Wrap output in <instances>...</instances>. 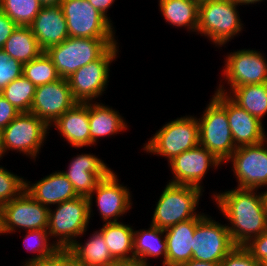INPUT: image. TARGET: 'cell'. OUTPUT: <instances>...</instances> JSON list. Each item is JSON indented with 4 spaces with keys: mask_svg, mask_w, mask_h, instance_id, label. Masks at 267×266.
Listing matches in <instances>:
<instances>
[{
    "mask_svg": "<svg viewBox=\"0 0 267 266\" xmlns=\"http://www.w3.org/2000/svg\"><path fill=\"white\" fill-rule=\"evenodd\" d=\"M236 188L216 193L218 208L230 222L227 225L236 246L246 245L267 230V199L265 191ZM257 193V194H256Z\"/></svg>",
    "mask_w": 267,
    "mask_h": 266,
    "instance_id": "1",
    "label": "cell"
},
{
    "mask_svg": "<svg viewBox=\"0 0 267 266\" xmlns=\"http://www.w3.org/2000/svg\"><path fill=\"white\" fill-rule=\"evenodd\" d=\"M115 44H118L115 39L68 37L45 52L52 59L60 78L67 79L79 68L99 59Z\"/></svg>",
    "mask_w": 267,
    "mask_h": 266,
    "instance_id": "2",
    "label": "cell"
},
{
    "mask_svg": "<svg viewBox=\"0 0 267 266\" xmlns=\"http://www.w3.org/2000/svg\"><path fill=\"white\" fill-rule=\"evenodd\" d=\"M238 5L233 0H207L199 3L197 32L209 37L215 46L222 47L242 31Z\"/></svg>",
    "mask_w": 267,
    "mask_h": 266,
    "instance_id": "3",
    "label": "cell"
},
{
    "mask_svg": "<svg viewBox=\"0 0 267 266\" xmlns=\"http://www.w3.org/2000/svg\"><path fill=\"white\" fill-rule=\"evenodd\" d=\"M202 190L192 185L168 183L158 199L151 224L167 229L197 217L199 213L195 210Z\"/></svg>",
    "mask_w": 267,
    "mask_h": 266,
    "instance_id": "4",
    "label": "cell"
},
{
    "mask_svg": "<svg viewBox=\"0 0 267 266\" xmlns=\"http://www.w3.org/2000/svg\"><path fill=\"white\" fill-rule=\"evenodd\" d=\"M56 206L54 210L49 206L47 231L50 238H59L55 242L59 249L66 250L88 228L89 200L88 197L78 196Z\"/></svg>",
    "mask_w": 267,
    "mask_h": 266,
    "instance_id": "5",
    "label": "cell"
},
{
    "mask_svg": "<svg viewBox=\"0 0 267 266\" xmlns=\"http://www.w3.org/2000/svg\"><path fill=\"white\" fill-rule=\"evenodd\" d=\"M199 123L194 115L183 116L163 125L159 131L144 144L148 153L173 158L199 145Z\"/></svg>",
    "mask_w": 267,
    "mask_h": 266,
    "instance_id": "6",
    "label": "cell"
},
{
    "mask_svg": "<svg viewBox=\"0 0 267 266\" xmlns=\"http://www.w3.org/2000/svg\"><path fill=\"white\" fill-rule=\"evenodd\" d=\"M199 123V145L210 151L219 161L227 163L237 149L229 127L226 110L212 97Z\"/></svg>",
    "mask_w": 267,
    "mask_h": 266,
    "instance_id": "7",
    "label": "cell"
},
{
    "mask_svg": "<svg viewBox=\"0 0 267 266\" xmlns=\"http://www.w3.org/2000/svg\"><path fill=\"white\" fill-rule=\"evenodd\" d=\"M60 7L66 19L69 37L115 38L112 21L96 10L88 0H62Z\"/></svg>",
    "mask_w": 267,
    "mask_h": 266,
    "instance_id": "8",
    "label": "cell"
},
{
    "mask_svg": "<svg viewBox=\"0 0 267 266\" xmlns=\"http://www.w3.org/2000/svg\"><path fill=\"white\" fill-rule=\"evenodd\" d=\"M118 49L117 44L112 45L99 59L79 68L67 78L77 102H92L102 95L109 82L110 64L118 57Z\"/></svg>",
    "mask_w": 267,
    "mask_h": 266,
    "instance_id": "9",
    "label": "cell"
},
{
    "mask_svg": "<svg viewBox=\"0 0 267 266\" xmlns=\"http://www.w3.org/2000/svg\"><path fill=\"white\" fill-rule=\"evenodd\" d=\"M50 127L38 116L19 113L2 131V141L5 152L17 151L35 160Z\"/></svg>",
    "mask_w": 267,
    "mask_h": 266,
    "instance_id": "10",
    "label": "cell"
},
{
    "mask_svg": "<svg viewBox=\"0 0 267 266\" xmlns=\"http://www.w3.org/2000/svg\"><path fill=\"white\" fill-rule=\"evenodd\" d=\"M205 215L196 225L192 260L220 263L235 247L227 225L220 224Z\"/></svg>",
    "mask_w": 267,
    "mask_h": 266,
    "instance_id": "11",
    "label": "cell"
},
{
    "mask_svg": "<svg viewBox=\"0 0 267 266\" xmlns=\"http://www.w3.org/2000/svg\"><path fill=\"white\" fill-rule=\"evenodd\" d=\"M267 139L255 145L239 146L227 160L233 164L237 188L259 189L267 186Z\"/></svg>",
    "mask_w": 267,
    "mask_h": 266,
    "instance_id": "12",
    "label": "cell"
},
{
    "mask_svg": "<svg viewBox=\"0 0 267 266\" xmlns=\"http://www.w3.org/2000/svg\"><path fill=\"white\" fill-rule=\"evenodd\" d=\"M3 233L47 229L49 207L33 199L27 192L1 206ZM16 230V231H15Z\"/></svg>",
    "mask_w": 267,
    "mask_h": 266,
    "instance_id": "13",
    "label": "cell"
},
{
    "mask_svg": "<svg viewBox=\"0 0 267 266\" xmlns=\"http://www.w3.org/2000/svg\"><path fill=\"white\" fill-rule=\"evenodd\" d=\"M223 74L230 90L248 84L267 83V62L260 51L242 49L225 59Z\"/></svg>",
    "mask_w": 267,
    "mask_h": 266,
    "instance_id": "14",
    "label": "cell"
},
{
    "mask_svg": "<svg viewBox=\"0 0 267 266\" xmlns=\"http://www.w3.org/2000/svg\"><path fill=\"white\" fill-rule=\"evenodd\" d=\"M76 103L68 80L60 78L55 82L36 86L30 113L35 114L51 127Z\"/></svg>",
    "mask_w": 267,
    "mask_h": 266,
    "instance_id": "15",
    "label": "cell"
},
{
    "mask_svg": "<svg viewBox=\"0 0 267 266\" xmlns=\"http://www.w3.org/2000/svg\"><path fill=\"white\" fill-rule=\"evenodd\" d=\"M118 180L117 175L111 171L98 182L95 190L88 197L89 217H91L94 194H96L97 208L105 223L117 222L118 217L123 216L127 210L131 209V193L127 186L118 183Z\"/></svg>",
    "mask_w": 267,
    "mask_h": 266,
    "instance_id": "16",
    "label": "cell"
},
{
    "mask_svg": "<svg viewBox=\"0 0 267 266\" xmlns=\"http://www.w3.org/2000/svg\"><path fill=\"white\" fill-rule=\"evenodd\" d=\"M169 166L174 178L169 183L192 185L202 189L201 180L209 170L210 166L218 168L221 164L205 147H197L182 152L171 161Z\"/></svg>",
    "mask_w": 267,
    "mask_h": 266,
    "instance_id": "17",
    "label": "cell"
},
{
    "mask_svg": "<svg viewBox=\"0 0 267 266\" xmlns=\"http://www.w3.org/2000/svg\"><path fill=\"white\" fill-rule=\"evenodd\" d=\"M213 98L226 110L236 147L255 145L267 139L262 122L237 105L227 94L216 91Z\"/></svg>",
    "mask_w": 267,
    "mask_h": 266,
    "instance_id": "18",
    "label": "cell"
},
{
    "mask_svg": "<svg viewBox=\"0 0 267 266\" xmlns=\"http://www.w3.org/2000/svg\"><path fill=\"white\" fill-rule=\"evenodd\" d=\"M67 171L62 173L72 183L78 196L89 197L98 182L112 170L93 154H81L71 160Z\"/></svg>",
    "mask_w": 267,
    "mask_h": 266,
    "instance_id": "19",
    "label": "cell"
},
{
    "mask_svg": "<svg viewBox=\"0 0 267 266\" xmlns=\"http://www.w3.org/2000/svg\"><path fill=\"white\" fill-rule=\"evenodd\" d=\"M30 28L43 52L69 37L66 19L60 5L42 7Z\"/></svg>",
    "mask_w": 267,
    "mask_h": 266,
    "instance_id": "20",
    "label": "cell"
},
{
    "mask_svg": "<svg viewBox=\"0 0 267 266\" xmlns=\"http://www.w3.org/2000/svg\"><path fill=\"white\" fill-rule=\"evenodd\" d=\"M25 192L46 207L78 197L62 171H55L31 185L30 181H25Z\"/></svg>",
    "mask_w": 267,
    "mask_h": 266,
    "instance_id": "21",
    "label": "cell"
},
{
    "mask_svg": "<svg viewBox=\"0 0 267 266\" xmlns=\"http://www.w3.org/2000/svg\"><path fill=\"white\" fill-rule=\"evenodd\" d=\"M206 214L180 222L165 229L167 241L166 266H176L192 259V243L197 223Z\"/></svg>",
    "mask_w": 267,
    "mask_h": 266,
    "instance_id": "22",
    "label": "cell"
},
{
    "mask_svg": "<svg viewBox=\"0 0 267 266\" xmlns=\"http://www.w3.org/2000/svg\"><path fill=\"white\" fill-rule=\"evenodd\" d=\"M53 125L74 148L90 146L89 102H77Z\"/></svg>",
    "mask_w": 267,
    "mask_h": 266,
    "instance_id": "23",
    "label": "cell"
},
{
    "mask_svg": "<svg viewBox=\"0 0 267 266\" xmlns=\"http://www.w3.org/2000/svg\"><path fill=\"white\" fill-rule=\"evenodd\" d=\"M90 146L100 137H108L127 129V123L118 111L96 101L89 102Z\"/></svg>",
    "mask_w": 267,
    "mask_h": 266,
    "instance_id": "24",
    "label": "cell"
},
{
    "mask_svg": "<svg viewBox=\"0 0 267 266\" xmlns=\"http://www.w3.org/2000/svg\"><path fill=\"white\" fill-rule=\"evenodd\" d=\"M66 251L78 266H107L115 261L100 231H95L83 244L76 240Z\"/></svg>",
    "mask_w": 267,
    "mask_h": 266,
    "instance_id": "25",
    "label": "cell"
},
{
    "mask_svg": "<svg viewBox=\"0 0 267 266\" xmlns=\"http://www.w3.org/2000/svg\"><path fill=\"white\" fill-rule=\"evenodd\" d=\"M230 91L227 92L220 84L217 88V92L227 94L237 105L262 122L267 114V83L243 85Z\"/></svg>",
    "mask_w": 267,
    "mask_h": 266,
    "instance_id": "26",
    "label": "cell"
},
{
    "mask_svg": "<svg viewBox=\"0 0 267 266\" xmlns=\"http://www.w3.org/2000/svg\"><path fill=\"white\" fill-rule=\"evenodd\" d=\"M164 233L165 229L152 224L148 230H135L133 236L134 259H138L146 266H149L147 262L149 257L156 258L162 255L164 258L162 264L166 266L167 241ZM163 235L164 238L162 237Z\"/></svg>",
    "mask_w": 267,
    "mask_h": 266,
    "instance_id": "27",
    "label": "cell"
},
{
    "mask_svg": "<svg viewBox=\"0 0 267 266\" xmlns=\"http://www.w3.org/2000/svg\"><path fill=\"white\" fill-rule=\"evenodd\" d=\"M114 260L134 259V229L121 222H108L99 230ZM131 253V254H129Z\"/></svg>",
    "mask_w": 267,
    "mask_h": 266,
    "instance_id": "28",
    "label": "cell"
},
{
    "mask_svg": "<svg viewBox=\"0 0 267 266\" xmlns=\"http://www.w3.org/2000/svg\"><path fill=\"white\" fill-rule=\"evenodd\" d=\"M159 7L168 24L197 32L199 3L194 0H159Z\"/></svg>",
    "mask_w": 267,
    "mask_h": 266,
    "instance_id": "29",
    "label": "cell"
},
{
    "mask_svg": "<svg viewBox=\"0 0 267 266\" xmlns=\"http://www.w3.org/2000/svg\"><path fill=\"white\" fill-rule=\"evenodd\" d=\"M2 50L22 64L37 58L43 52L30 26H17Z\"/></svg>",
    "mask_w": 267,
    "mask_h": 266,
    "instance_id": "30",
    "label": "cell"
},
{
    "mask_svg": "<svg viewBox=\"0 0 267 266\" xmlns=\"http://www.w3.org/2000/svg\"><path fill=\"white\" fill-rule=\"evenodd\" d=\"M49 237L50 235L47 229L27 231L23 240V245L27 251L33 253L37 252V254L31 259L29 258L23 266L37 265L46 259L52 258L60 251L59 247L55 244V241L53 243L49 242Z\"/></svg>",
    "mask_w": 267,
    "mask_h": 266,
    "instance_id": "31",
    "label": "cell"
},
{
    "mask_svg": "<svg viewBox=\"0 0 267 266\" xmlns=\"http://www.w3.org/2000/svg\"><path fill=\"white\" fill-rule=\"evenodd\" d=\"M36 86L23 75L9 83L0 94L20 113L30 112Z\"/></svg>",
    "mask_w": 267,
    "mask_h": 266,
    "instance_id": "32",
    "label": "cell"
},
{
    "mask_svg": "<svg viewBox=\"0 0 267 266\" xmlns=\"http://www.w3.org/2000/svg\"><path fill=\"white\" fill-rule=\"evenodd\" d=\"M22 75L35 86L52 83L60 79L52 59L46 52H42L37 58L23 64Z\"/></svg>",
    "mask_w": 267,
    "mask_h": 266,
    "instance_id": "33",
    "label": "cell"
},
{
    "mask_svg": "<svg viewBox=\"0 0 267 266\" xmlns=\"http://www.w3.org/2000/svg\"><path fill=\"white\" fill-rule=\"evenodd\" d=\"M43 6L39 0H1L0 10L18 26H30Z\"/></svg>",
    "mask_w": 267,
    "mask_h": 266,
    "instance_id": "34",
    "label": "cell"
},
{
    "mask_svg": "<svg viewBox=\"0 0 267 266\" xmlns=\"http://www.w3.org/2000/svg\"><path fill=\"white\" fill-rule=\"evenodd\" d=\"M0 166V205L12 201L25 191V179Z\"/></svg>",
    "mask_w": 267,
    "mask_h": 266,
    "instance_id": "35",
    "label": "cell"
},
{
    "mask_svg": "<svg viewBox=\"0 0 267 266\" xmlns=\"http://www.w3.org/2000/svg\"><path fill=\"white\" fill-rule=\"evenodd\" d=\"M23 64L0 49V92L13 80L22 76Z\"/></svg>",
    "mask_w": 267,
    "mask_h": 266,
    "instance_id": "36",
    "label": "cell"
},
{
    "mask_svg": "<svg viewBox=\"0 0 267 266\" xmlns=\"http://www.w3.org/2000/svg\"><path fill=\"white\" fill-rule=\"evenodd\" d=\"M219 266H260V263L244 248V246H236L219 263Z\"/></svg>",
    "mask_w": 267,
    "mask_h": 266,
    "instance_id": "37",
    "label": "cell"
},
{
    "mask_svg": "<svg viewBox=\"0 0 267 266\" xmlns=\"http://www.w3.org/2000/svg\"><path fill=\"white\" fill-rule=\"evenodd\" d=\"M244 248L260 263V266H267V230L252 238Z\"/></svg>",
    "mask_w": 267,
    "mask_h": 266,
    "instance_id": "38",
    "label": "cell"
},
{
    "mask_svg": "<svg viewBox=\"0 0 267 266\" xmlns=\"http://www.w3.org/2000/svg\"><path fill=\"white\" fill-rule=\"evenodd\" d=\"M20 112L0 94V131L7 127Z\"/></svg>",
    "mask_w": 267,
    "mask_h": 266,
    "instance_id": "39",
    "label": "cell"
},
{
    "mask_svg": "<svg viewBox=\"0 0 267 266\" xmlns=\"http://www.w3.org/2000/svg\"><path fill=\"white\" fill-rule=\"evenodd\" d=\"M34 266H78V264L66 250H60L52 258L46 259Z\"/></svg>",
    "mask_w": 267,
    "mask_h": 266,
    "instance_id": "40",
    "label": "cell"
},
{
    "mask_svg": "<svg viewBox=\"0 0 267 266\" xmlns=\"http://www.w3.org/2000/svg\"><path fill=\"white\" fill-rule=\"evenodd\" d=\"M17 26L9 16L0 10V49L3 48L5 42Z\"/></svg>",
    "mask_w": 267,
    "mask_h": 266,
    "instance_id": "41",
    "label": "cell"
},
{
    "mask_svg": "<svg viewBox=\"0 0 267 266\" xmlns=\"http://www.w3.org/2000/svg\"><path fill=\"white\" fill-rule=\"evenodd\" d=\"M88 2L109 21L111 20L110 17H108L107 12L110 6H112V4L115 2V0H88Z\"/></svg>",
    "mask_w": 267,
    "mask_h": 266,
    "instance_id": "42",
    "label": "cell"
},
{
    "mask_svg": "<svg viewBox=\"0 0 267 266\" xmlns=\"http://www.w3.org/2000/svg\"><path fill=\"white\" fill-rule=\"evenodd\" d=\"M107 266H146L138 259L131 260H115Z\"/></svg>",
    "mask_w": 267,
    "mask_h": 266,
    "instance_id": "43",
    "label": "cell"
},
{
    "mask_svg": "<svg viewBox=\"0 0 267 266\" xmlns=\"http://www.w3.org/2000/svg\"><path fill=\"white\" fill-rule=\"evenodd\" d=\"M176 266H219V264L191 259L188 262H184Z\"/></svg>",
    "mask_w": 267,
    "mask_h": 266,
    "instance_id": "44",
    "label": "cell"
},
{
    "mask_svg": "<svg viewBox=\"0 0 267 266\" xmlns=\"http://www.w3.org/2000/svg\"><path fill=\"white\" fill-rule=\"evenodd\" d=\"M40 4L45 6H58L62 2V0H39Z\"/></svg>",
    "mask_w": 267,
    "mask_h": 266,
    "instance_id": "45",
    "label": "cell"
},
{
    "mask_svg": "<svg viewBox=\"0 0 267 266\" xmlns=\"http://www.w3.org/2000/svg\"><path fill=\"white\" fill-rule=\"evenodd\" d=\"M233 1H235L236 3H238L239 5H249V4H255V3H259V2H261V1H263V0H233Z\"/></svg>",
    "mask_w": 267,
    "mask_h": 266,
    "instance_id": "46",
    "label": "cell"
},
{
    "mask_svg": "<svg viewBox=\"0 0 267 266\" xmlns=\"http://www.w3.org/2000/svg\"><path fill=\"white\" fill-rule=\"evenodd\" d=\"M5 153L6 152H5L3 141H2V134H1V131H0V159Z\"/></svg>",
    "mask_w": 267,
    "mask_h": 266,
    "instance_id": "47",
    "label": "cell"
},
{
    "mask_svg": "<svg viewBox=\"0 0 267 266\" xmlns=\"http://www.w3.org/2000/svg\"><path fill=\"white\" fill-rule=\"evenodd\" d=\"M0 234H3V229H2V209L0 205Z\"/></svg>",
    "mask_w": 267,
    "mask_h": 266,
    "instance_id": "48",
    "label": "cell"
},
{
    "mask_svg": "<svg viewBox=\"0 0 267 266\" xmlns=\"http://www.w3.org/2000/svg\"><path fill=\"white\" fill-rule=\"evenodd\" d=\"M194 1H197L198 3H201V2H204V1H207V0H194Z\"/></svg>",
    "mask_w": 267,
    "mask_h": 266,
    "instance_id": "49",
    "label": "cell"
}]
</instances>
